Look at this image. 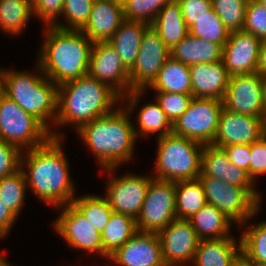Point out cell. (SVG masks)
Instances as JSON below:
<instances>
[{
    "label": "cell",
    "instance_id": "6da1fadb",
    "mask_svg": "<svg viewBox=\"0 0 266 266\" xmlns=\"http://www.w3.org/2000/svg\"><path fill=\"white\" fill-rule=\"evenodd\" d=\"M144 94L145 90H132L121 98L126 103L123 109L116 107L111 113L94 119L77 130L104 172L113 174L119 165L132 160L137 137L130 114H133Z\"/></svg>",
    "mask_w": 266,
    "mask_h": 266
},
{
    "label": "cell",
    "instance_id": "7a4b0ae2",
    "mask_svg": "<svg viewBox=\"0 0 266 266\" xmlns=\"http://www.w3.org/2000/svg\"><path fill=\"white\" fill-rule=\"evenodd\" d=\"M62 138L51 137L38 147L21 152L20 168L27 187L50 206L63 207L76 197ZM26 169H24V167Z\"/></svg>",
    "mask_w": 266,
    "mask_h": 266
},
{
    "label": "cell",
    "instance_id": "3957f363",
    "mask_svg": "<svg viewBox=\"0 0 266 266\" xmlns=\"http://www.w3.org/2000/svg\"><path fill=\"white\" fill-rule=\"evenodd\" d=\"M45 37L37 63L43 74L56 85L88 74L91 40L81 30L45 27Z\"/></svg>",
    "mask_w": 266,
    "mask_h": 266
},
{
    "label": "cell",
    "instance_id": "277c9868",
    "mask_svg": "<svg viewBox=\"0 0 266 266\" xmlns=\"http://www.w3.org/2000/svg\"><path fill=\"white\" fill-rule=\"evenodd\" d=\"M121 97L108 85L86 75L58 85L55 127L82 125L111 113Z\"/></svg>",
    "mask_w": 266,
    "mask_h": 266
},
{
    "label": "cell",
    "instance_id": "5b68a950",
    "mask_svg": "<svg viewBox=\"0 0 266 266\" xmlns=\"http://www.w3.org/2000/svg\"><path fill=\"white\" fill-rule=\"evenodd\" d=\"M36 64L38 73L34 74L27 70H5L4 94L39 120L51 132L52 137L62 138V134L57 132L58 128L50 130V127H54L57 115L58 85L46 77Z\"/></svg>",
    "mask_w": 266,
    "mask_h": 266
},
{
    "label": "cell",
    "instance_id": "8992f818",
    "mask_svg": "<svg viewBox=\"0 0 266 266\" xmlns=\"http://www.w3.org/2000/svg\"><path fill=\"white\" fill-rule=\"evenodd\" d=\"M157 140L154 179L171 182L198 179L203 144L173 133Z\"/></svg>",
    "mask_w": 266,
    "mask_h": 266
},
{
    "label": "cell",
    "instance_id": "52a82bcc",
    "mask_svg": "<svg viewBox=\"0 0 266 266\" xmlns=\"http://www.w3.org/2000/svg\"><path fill=\"white\" fill-rule=\"evenodd\" d=\"M198 179L203 186L207 203L214 205L233 223L239 224V228L260 212L262 198L255 187H238L215 177Z\"/></svg>",
    "mask_w": 266,
    "mask_h": 266
},
{
    "label": "cell",
    "instance_id": "ba28073f",
    "mask_svg": "<svg viewBox=\"0 0 266 266\" xmlns=\"http://www.w3.org/2000/svg\"><path fill=\"white\" fill-rule=\"evenodd\" d=\"M51 137V132L39 120L5 94L0 97L1 140L17 146L23 152L43 145Z\"/></svg>",
    "mask_w": 266,
    "mask_h": 266
},
{
    "label": "cell",
    "instance_id": "9c48e42d",
    "mask_svg": "<svg viewBox=\"0 0 266 266\" xmlns=\"http://www.w3.org/2000/svg\"><path fill=\"white\" fill-rule=\"evenodd\" d=\"M222 109L223 101L193 97L186 112L172 124V133L210 145L216 136Z\"/></svg>",
    "mask_w": 266,
    "mask_h": 266
},
{
    "label": "cell",
    "instance_id": "30bf717a",
    "mask_svg": "<svg viewBox=\"0 0 266 266\" xmlns=\"http://www.w3.org/2000/svg\"><path fill=\"white\" fill-rule=\"evenodd\" d=\"M176 218L175 182L153 179L136 218L138 231L157 233Z\"/></svg>",
    "mask_w": 266,
    "mask_h": 266
},
{
    "label": "cell",
    "instance_id": "8fae6325",
    "mask_svg": "<svg viewBox=\"0 0 266 266\" xmlns=\"http://www.w3.org/2000/svg\"><path fill=\"white\" fill-rule=\"evenodd\" d=\"M57 209H62V212L53 223L54 229L70 247L86 250L92 254L97 253L105 260L111 261L110 256L103 250L101 233L93 228L92 224L73 203Z\"/></svg>",
    "mask_w": 266,
    "mask_h": 266
},
{
    "label": "cell",
    "instance_id": "7c38bea8",
    "mask_svg": "<svg viewBox=\"0 0 266 266\" xmlns=\"http://www.w3.org/2000/svg\"><path fill=\"white\" fill-rule=\"evenodd\" d=\"M170 57V49L149 26L142 37L134 65L129 69V82L134 90H146Z\"/></svg>",
    "mask_w": 266,
    "mask_h": 266
},
{
    "label": "cell",
    "instance_id": "4fadbf2b",
    "mask_svg": "<svg viewBox=\"0 0 266 266\" xmlns=\"http://www.w3.org/2000/svg\"><path fill=\"white\" fill-rule=\"evenodd\" d=\"M113 176L109 174L110 179L107 180V190L104 197L109 202L113 212L126 214L136 219L150 182L154 179L153 174L142 176L130 172L118 177Z\"/></svg>",
    "mask_w": 266,
    "mask_h": 266
},
{
    "label": "cell",
    "instance_id": "5bb4252c",
    "mask_svg": "<svg viewBox=\"0 0 266 266\" xmlns=\"http://www.w3.org/2000/svg\"><path fill=\"white\" fill-rule=\"evenodd\" d=\"M88 75L105 83L121 98L132 90L129 69L109 42L93 43Z\"/></svg>",
    "mask_w": 266,
    "mask_h": 266
},
{
    "label": "cell",
    "instance_id": "9a60e30c",
    "mask_svg": "<svg viewBox=\"0 0 266 266\" xmlns=\"http://www.w3.org/2000/svg\"><path fill=\"white\" fill-rule=\"evenodd\" d=\"M157 235L166 266L192 264L200 239L189 220L176 218Z\"/></svg>",
    "mask_w": 266,
    "mask_h": 266
},
{
    "label": "cell",
    "instance_id": "2e32d148",
    "mask_svg": "<svg viewBox=\"0 0 266 266\" xmlns=\"http://www.w3.org/2000/svg\"><path fill=\"white\" fill-rule=\"evenodd\" d=\"M222 101L230 112L263 118L262 76L258 72L230 76Z\"/></svg>",
    "mask_w": 266,
    "mask_h": 266
},
{
    "label": "cell",
    "instance_id": "e0dca14e",
    "mask_svg": "<svg viewBox=\"0 0 266 266\" xmlns=\"http://www.w3.org/2000/svg\"><path fill=\"white\" fill-rule=\"evenodd\" d=\"M265 134L266 121L263 118L233 113L223 108L211 145L219 148L235 144L251 145Z\"/></svg>",
    "mask_w": 266,
    "mask_h": 266
},
{
    "label": "cell",
    "instance_id": "ac0fdd59",
    "mask_svg": "<svg viewBox=\"0 0 266 266\" xmlns=\"http://www.w3.org/2000/svg\"><path fill=\"white\" fill-rule=\"evenodd\" d=\"M261 40L243 30L230 32L222 49V62L230 76L257 72Z\"/></svg>",
    "mask_w": 266,
    "mask_h": 266
},
{
    "label": "cell",
    "instance_id": "d6986e66",
    "mask_svg": "<svg viewBox=\"0 0 266 266\" xmlns=\"http://www.w3.org/2000/svg\"><path fill=\"white\" fill-rule=\"evenodd\" d=\"M110 258L112 263L114 261L119 266H166L155 232H136Z\"/></svg>",
    "mask_w": 266,
    "mask_h": 266
},
{
    "label": "cell",
    "instance_id": "ffe728a7",
    "mask_svg": "<svg viewBox=\"0 0 266 266\" xmlns=\"http://www.w3.org/2000/svg\"><path fill=\"white\" fill-rule=\"evenodd\" d=\"M199 177H215L226 184L238 187H255L256 185L248 171L230 162L228 154L223 148L211 144L203 147Z\"/></svg>",
    "mask_w": 266,
    "mask_h": 266
},
{
    "label": "cell",
    "instance_id": "44dd1931",
    "mask_svg": "<svg viewBox=\"0 0 266 266\" xmlns=\"http://www.w3.org/2000/svg\"><path fill=\"white\" fill-rule=\"evenodd\" d=\"M189 70L193 97L223 100L230 75L222 61L193 64Z\"/></svg>",
    "mask_w": 266,
    "mask_h": 266
},
{
    "label": "cell",
    "instance_id": "7402d4cb",
    "mask_svg": "<svg viewBox=\"0 0 266 266\" xmlns=\"http://www.w3.org/2000/svg\"><path fill=\"white\" fill-rule=\"evenodd\" d=\"M124 20L122 2L94 1L81 31L92 43L108 42Z\"/></svg>",
    "mask_w": 266,
    "mask_h": 266
},
{
    "label": "cell",
    "instance_id": "603a6c76",
    "mask_svg": "<svg viewBox=\"0 0 266 266\" xmlns=\"http://www.w3.org/2000/svg\"><path fill=\"white\" fill-rule=\"evenodd\" d=\"M237 238L200 240L191 266H234L241 258Z\"/></svg>",
    "mask_w": 266,
    "mask_h": 266
},
{
    "label": "cell",
    "instance_id": "cb8c5ba5",
    "mask_svg": "<svg viewBox=\"0 0 266 266\" xmlns=\"http://www.w3.org/2000/svg\"><path fill=\"white\" fill-rule=\"evenodd\" d=\"M222 49L220 44L188 34L170 50V56L188 66L206 64L222 61Z\"/></svg>",
    "mask_w": 266,
    "mask_h": 266
},
{
    "label": "cell",
    "instance_id": "d4e9b609",
    "mask_svg": "<svg viewBox=\"0 0 266 266\" xmlns=\"http://www.w3.org/2000/svg\"><path fill=\"white\" fill-rule=\"evenodd\" d=\"M150 26L170 50L189 34L178 1L166 3Z\"/></svg>",
    "mask_w": 266,
    "mask_h": 266
},
{
    "label": "cell",
    "instance_id": "484cf974",
    "mask_svg": "<svg viewBox=\"0 0 266 266\" xmlns=\"http://www.w3.org/2000/svg\"><path fill=\"white\" fill-rule=\"evenodd\" d=\"M149 26L148 23L142 21L125 19L108 41L128 69L135 63L142 37Z\"/></svg>",
    "mask_w": 266,
    "mask_h": 266
},
{
    "label": "cell",
    "instance_id": "4316f807",
    "mask_svg": "<svg viewBox=\"0 0 266 266\" xmlns=\"http://www.w3.org/2000/svg\"><path fill=\"white\" fill-rule=\"evenodd\" d=\"M155 92H170L192 95L189 66L171 56L159 70L157 77L148 86Z\"/></svg>",
    "mask_w": 266,
    "mask_h": 266
},
{
    "label": "cell",
    "instance_id": "83f0119b",
    "mask_svg": "<svg viewBox=\"0 0 266 266\" xmlns=\"http://www.w3.org/2000/svg\"><path fill=\"white\" fill-rule=\"evenodd\" d=\"M188 220L200 240L231 237L232 221L212 204H205Z\"/></svg>",
    "mask_w": 266,
    "mask_h": 266
},
{
    "label": "cell",
    "instance_id": "f1b7e54d",
    "mask_svg": "<svg viewBox=\"0 0 266 266\" xmlns=\"http://www.w3.org/2000/svg\"><path fill=\"white\" fill-rule=\"evenodd\" d=\"M205 204V192L199 179L175 182V206L179 219H190Z\"/></svg>",
    "mask_w": 266,
    "mask_h": 266
},
{
    "label": "cell",
    "instance_id": "f546056e",
    "mask_svg": "<svg viewBox=\"0 0 266 266\" xmlns=\"http://www.w3.org/2000/svg\"><path fill=\"white\" fill-rule=\"evenodd\" d=\"M136 232H138L136 219L113 212L108 224L101 233L104 252L110 256L122 247Z\"/></svg>",
    "mask_w": 266,
    "mask_h": 266
},
{
    "label": "cell",
    "instance_id": "4dcf8cb0",
    "mask_svg": "<svg viewBox=\"0 0 266 266\" xmlns=\"http://www.w3.org/2000/svg\"><path fill=\"white\" fill-rule=\"evenodd\" d=\"M33 16L31 0H0V29L10 35H20Z\"/></svg>",
    "mask_w": 266,
    "mask_h": 266
},
{
    "label": "cell",
    "instance_id": "1f68e13d",
    "mask_svg": "<svg viewBox=\"0 0 266 266\" xmlns=\"http://www.w3.org/2000/svg\"><path fill=\"white\" fill-rule=\"evenodd\" d=\"M136 118L138 127L134 130L137 138L138 134L148 136L157 133L158 137H162L172 133V123L156 100L142 106Z\"/></svg>",
    "mask_w": 266,
    "mask_h": 266
},
{
    "label": "cell",
    "instance_id": "d6a6232c",
    "mask_svg": "<svg viewBox=\"0 0 266 266\" xmlns=\"http://www.w3.org/2000/svg\"><path fill=\"white\" fill-rule=\"evenodd\" d=\"M77 197H75L72 203L83 213L93 228L102 233L113 213L107 199L102 195L96 194Z\"/></svg>",
    "mask_w": 266,
    "mask_h": 266
},
{
    "label": "cell",
    "instance_id": "836d02e7",
    "mask_svg": "<svg viewBox=\"0 0 266 266\" xmlns=\"http://www.w3.org/2000/svg\"><path fill=\"white\" fill-rule=\"evenodd\" d=\"M240 242L241 257L246 262L266 263V221L248 225Z\"/></svg>",
    "mask_w": 266,
    "mask_h": 266
},
{
    "label": "cell",
    "instance_id": "e575fe53",
    "mask_svg": "<svg viewBox=\"0 0 266 266\" xmlns=\"http://www.w3.org/2000/svg\"><path fill=\"white\" fill-rule=\"evenodd\" d=\"M229 33L213 8L189 27V34L192 36L222 47L227 42Z\"/></svg>",
    "mask_w": 266,
    "mask_h": 266
},
{
    "label": "cell",
    "instance_id": "d590c367",
    "mask_svg": "<svg viewBox=\"0 0 266 266\" xmlns=\"http://www.w3.org/2000/svg\"><path fill=\"white\" fill-rule=\"evenodd\" d=\"M27 188L21 168L12 175L0 178V199L17 216L25 202Z\"/></svg>",
    "mask_w": 266,
    "mask_h": 266
},
{
    "label": "cell",
    "instance_id": "8d00e7d4",
    "mask_svg": "<svg viewBox=\"0 0 266 266\" xmlns=\"http://www.w3.org/2000/svg\"><path fill=\"white\" fill-rule=\"evenodd\" d=\"M249 0H211V5L229 32L240 31L245 24Z\"/></svg>",
    "mask_w": 266,
    "mask_h": 266
},
{
    "label": "cell",
    "instance_id": "74e56055",
    "mask_svg": "<svg viewBox=\"0 0 266 266\" xmlns=\"http://www.w3.org/2000/svg\"><path fill=\"white\" fill-rule=\"evenodd\" d=\"M94 0H64L61 16L66 24L55 22L52 26L63 30H81L87 23Z\"/></svg>",
    "mask_w": 266,
    "mask_h": 266
},
{
    "label": "cell",
    "instance_id": "f35d334b",
    "mask_svg": "<svg viewBox=\"0 0 266 266\" xmlns=\"http://www.w3.org/2000/svg\"><path fill=\"white\" fill-rule=\"evenodd\" d=\"M165 4L163 0H123L124 18L150 25Z\"/></svg>",
    "mask_w": 266,
    "mask_h": 266
},
{
    "label": "cell",
    "instance_id": "ab89813d",
    "mask_svg": "<svg viewBox=\"0 0 266 266\" xmlns=\"http://www.w3.org/2000/svg\"><path fill=\"white\" fill-rule=\"evenodd\" d=\"M156 94L155 100L172 124L186 112L193 99V96L189 94L170 92H156Z\"/></svg>",
    "mask_w": 266,
    "mask_h": 266
},
{
    "label": "cell",
    "instance_id": "60d3db41",
    "mask_svg": "<svg viewBox=\"0 0 266 266\" xmlns=\"http://www.w3.org/2000/svg\"><path fill=\"white\" fill-rule=\"evenodd\" d=\"M242 30L255 35L260 40L266 39V8L257 0L248 1Z\"/></svg>",
    "mask_w": 266,
    "mask_h": 266
},
{
    "label": "cell",
    "instance_id": "b9f144b4",
    "mask_svg": "<svg viewBox=\"0 0 266 266\" xmlns=\"http://www.w3.org/2000/svg\"><path fill=\"white\" fill-rule=\"evenodd\" d=\"M33 15L38 16L45 26H52L62 14L64 0H31Z\"/></svg>",
    "mask_w": 266,
    "mask_h": 266
},
{
    "label": "cell",
    "instance_id": "7bdbcfd3",
    "mask_svg": "<svg viewBox=\"0 0 266 266\" xmlns=\"http://www.w3.org/2000/svg\"><path fill=\"white\" fill-rule=\"evenodd\" d=\"M21 150L0 139V178L14 174L20 169Z\"/></svg>",
    "mask_w": 266,
    "mask_h": 266
},
{
    "label": "cell",
    "instance_id": "ee69618b",
    "mask_svg": "<svg viewBox=\"0 0 266 266\" xmlns=\"http://www.w3.org/2000/svg\"><path fill=\"white\" fill-rule=\"evenodd\" d=\"M249 176L257 180L258 176L266 174V134L250 145Z\"/></svg>",
    "mask_w": 266,
    "mask_h": 266
},
{
    "label": "cell",
    "instance_id": "f6af8a7d",
    "mask_svg": "<svg viewBox=\"0 0 266 266\" xmlns=\"http://www.w3.org/2000/svg\"><path fill=\"white\" fill-rule=\"evenodd\" d=\"M178 2L188 28L212 9L211 0H178Z\"/></svg>",
    "mask_w": 266,
    "mask_h": 266
},
{
    "label": "cell",
    "instance_id": "bcb514c9",
    "mask_svg": "<svg viewBox=\"0 0 266 266\" xmlns=\"http://www.w3.org/2000/svg\"><path fill=\"white\" fill-rule=\"evenodd\" d=\"M223 149L228 154L231 163L245 169L249 174V163L251 159L250 145L235 144L223 147Z\"/></svg>",
    "mask_w": 266,
    "mask_h": 266
},
{
    "label": "cell",
    "instance_id": "7dc6e473",
    "mask_svg": "<svg viewBox=\"0 0 266 266\" xmlns=\"http://www.w3.org/2000/svg\"><path fill=\"white\" fill-rule=\"evenodd\" d=\"M18 216L0 199V238H6Z\"/></svg>",
    "mask_w": 266,
    "mask_h": 266
},
{
    "label": "cell",
    "instance_id": "c3c4849f",
    "mask_svg": "<svg viewBox=\"0 0 266 266\" xmlns=\"http://www.w3.org/2000/svg\"><path fill=\"white\" fill-rule=\"evenodd\" d=\"M257 72L261 76H266V39L260 43Z\"/></svg>",
    "mask_w": 266,
    "mask_h": 266
},
{
    "label": "cell",
    "instance_id": "681fc988",
    "mask_svg": "<svg viewBox=\"0 0 266 266\" xmlns=\"http://www.w3.org/2000/svg\"><path fill=\"white\" fill-rule=\"evenodd\" d=\"M263 119L266 121V76H262Z\"/></svg>",
    "mask_w": 266,
    "mask_h": 266
},
{
    "label": "cell",
    "instance_id": "f907efd6",
    "mask_svg": "<svg viewBox=\"0 0 266 266\" xmlns=\"http://www.w3.org/2000/svg\"><path fill=\"white\" fill-rule=\"evenodd\" d=\"M4 73L5 69H0V97L4 94L5 85H4Z\"/></svg>",
    "mask_w": 266,
    "mask_h": 266
},
{
    "label": "cell",
    "instance_id": "816d5d0a",
    "mask_svg": "<svg viewBox=\"0 0 266 266\" xmlns=\"http://www.w3.org/2000/svg\"><path fill=\"white\" fill-rule=\"evenodd\" d=\"M0 266H14L11 265L10 262H8L0 253Z\"/></svg>",
    "mask_w": 266,
    "mask_h": 266
},
{
    "label": "cell",
    "instance_id": "f5cc1de1",
    "mask_svg": "<svg viewBox=\"0 0 266 266\" xmlns=\"http://www.w3.org/2000/svg\"><path fill=\"white\" fill-rule=\"evenodd\" d=\"M234 266H250L242 257Z\"/></svg>",
    "mask_w": 266,
    "mask_h": 266
},
{
    "label": "cell",
    "instance_id": "db71d44e",
    "mask_svg": "<svg viewBox=\"0 0 266 266\" xmlns=\"http://www.w3.org/2000/svg\"><path fill=\"white\" fill-rule=\"evenodd\" d=\"M250 266H266V263L260 262H247Z\"/></svg>",
    "mask_w": 266,
    "mask_h": 266
},
{
    "label": "cell",
    "instance_id": "11a10c76",
    "mask_svg": "<svg viewBox=\"0 0 266 266\" xmlns=\"http://www.w3.org/2000/svg\"><path fill=\"white\" fill-rule=\"evenodd\" d=\"M94 1H106V2H122L123 0H94Z\"/></svg>",
    "mask_w": 266,
    "mask_h": 266
},
{
    "label": "cell",
    "instance_id": "9f6ffc18",
    "mask_svg": "<svg viewBox=\"0 0 266 266\" xmlns=\"http://www.w3.org/2000/svg\"><path fill=\"white\" fill-rule=\"evenodd\" d=\"M257 1L266 8V0H257Z\"/></svg>",
    "mask_w": 266,
    "mask_h": 266
},
{
    "label": "cell",
    "instance_id": "6f0895ef",
    "mask_svg": "<svg viewBox=\"0 0 266 266\" xmlns=\"http://www.w3.org/2000/svg\"><path fill=\"white\" fill-rule=\"evenodd\" d=\"M165 3H168V2H174V1H178V0H163Z\"/></svg>",
    "mask_w": 266,
    "mask_h": 266
}]
</instances>
